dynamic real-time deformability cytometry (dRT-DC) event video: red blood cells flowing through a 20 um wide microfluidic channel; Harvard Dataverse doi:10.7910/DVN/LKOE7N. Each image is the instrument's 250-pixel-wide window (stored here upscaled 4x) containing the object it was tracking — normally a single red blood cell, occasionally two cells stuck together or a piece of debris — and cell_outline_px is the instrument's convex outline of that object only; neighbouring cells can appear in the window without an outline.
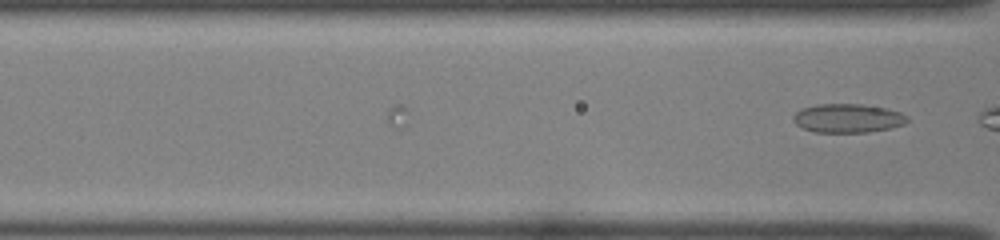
{"species": "common noctule bat (a hibernating species)", "species_latin": "Nyctalus noctula", "temperature_condition": "room temperature", "stored_images_in_passage": 7, "camera_frame_rate_fps": 3000, "um_per_image_px": 0.085, "animal": {"sex": "female", "body_mass_g": 22.0, "forearm_length_mm": 56.7}, "frame": {"image": 1, "passage_image": 7, "time_ms": 2.0, "image_size_px": [1000, 240], "cell_outline_px": [[908, 120], [904, 124], [888, 128], [868, 132], [816, 132], [804, 128], [796, 124], [792, 120], [792, 116], [800, 108], [816, 104], [860, 104], [884, 108], [900, 112], [908, 116]], "centroid_in_image_um": [72.02, 10.04], "position_along_channel_um": 94.6, "area_um2": 19.07}}